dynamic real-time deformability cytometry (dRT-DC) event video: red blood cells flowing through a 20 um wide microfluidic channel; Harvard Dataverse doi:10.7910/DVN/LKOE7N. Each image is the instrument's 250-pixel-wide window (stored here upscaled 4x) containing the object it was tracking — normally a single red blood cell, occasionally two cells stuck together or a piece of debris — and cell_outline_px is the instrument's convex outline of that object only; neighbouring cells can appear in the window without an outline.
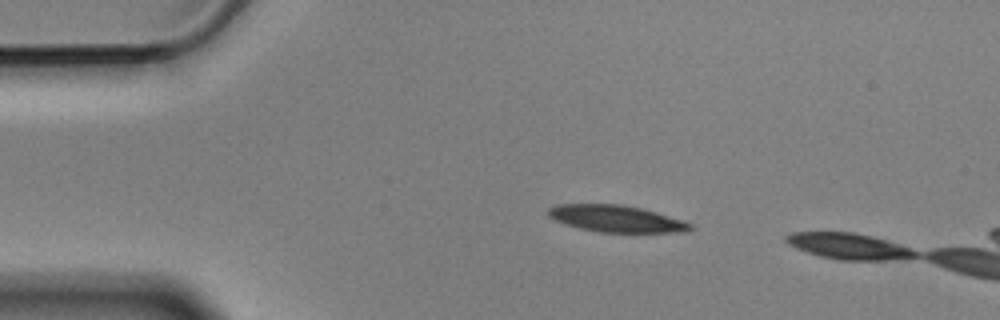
{"species": "Egyptian fruit bat (a non-hibernating species)", "species_latin": "Rousettus aegyptiacus", "temperature_condition": "cold", "stored_images_in_passage": 3, "camera_frame_rate_fps": 3000, "um_per_image_px": 0.085, "animal": {"sex": "male"}, "frame": {"image": 1, "passage_image": 2, "time_ms": 0.333, "image_size_px": [1000, 320], "cell_outline_px": [[692, 228], [684, 232], [600, 232], [580, 228], [556, 220], [548, 216], [548, 208], [556, 204], [620, 204], [644, 208], [684, 220], [692, 224]], "centroid_in_image_um": [52.41, 18.57], "position_along_channel_um": 32.6, "area_um2": 22.14}}